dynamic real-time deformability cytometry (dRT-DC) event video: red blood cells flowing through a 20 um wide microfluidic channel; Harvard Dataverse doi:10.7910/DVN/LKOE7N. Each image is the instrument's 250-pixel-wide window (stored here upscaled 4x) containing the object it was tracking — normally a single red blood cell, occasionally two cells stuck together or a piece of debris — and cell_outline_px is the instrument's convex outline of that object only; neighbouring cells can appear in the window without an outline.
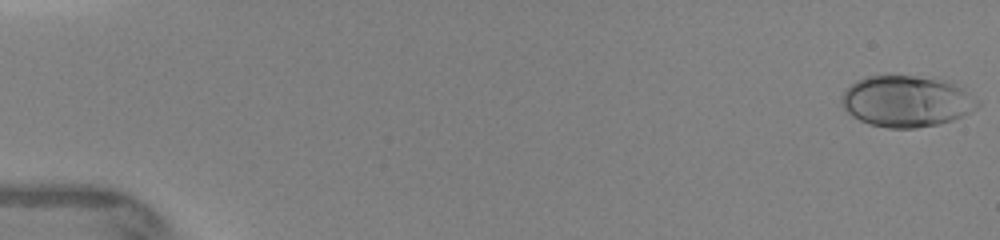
{"species": "human", "species_latin": "Homo sapiens", "temperature_condition": "warm", "stored_images_in_passage": 16, "camera_frame_rate_fps": 3000, "um_per_image_px": 0.085, "donor": {"sex": "female"}, "frame": {"image": 1, "passage_image": 1, "time_ms": 0.0, "image_size_px": [1000, 240], "cell_outline_px": [[980, 104], [976, 108], [952, 120], [940, 124], [916, 128], [888, 128], [872, 124], [860, 120], [852, 116], [840, 104], [840, 100], [844, 92], [856, 80], [864, 76], [916, 76], [952, 80], [964, 88], [980, 100]], "centroid_in_image_um": [77.09, 8.59], "position_along_channel_um": 7.9, "area_um2": 40.92}}
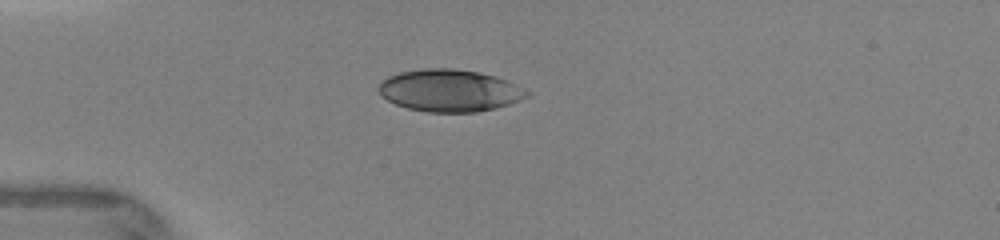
{"frame": {"image": 2, "passage_image": 11, "time_ms": 4.0, "image_size_px": [1000, 240], "cell_outline_px": [[532, 96], [496, 108], [476, 112], [428, 112], [408, 108], [396, 104], [388, 100], [380, 92], [380, 84], [388, 76], [400, 72], [424, 68], [456, 68], [480, 72], [496, 76], [524, 88], [532, 92]], "centroid_in_image_um": [38.28, 7.69], "position_along_channel_um": 46.7, "area_um2": 36.41}}